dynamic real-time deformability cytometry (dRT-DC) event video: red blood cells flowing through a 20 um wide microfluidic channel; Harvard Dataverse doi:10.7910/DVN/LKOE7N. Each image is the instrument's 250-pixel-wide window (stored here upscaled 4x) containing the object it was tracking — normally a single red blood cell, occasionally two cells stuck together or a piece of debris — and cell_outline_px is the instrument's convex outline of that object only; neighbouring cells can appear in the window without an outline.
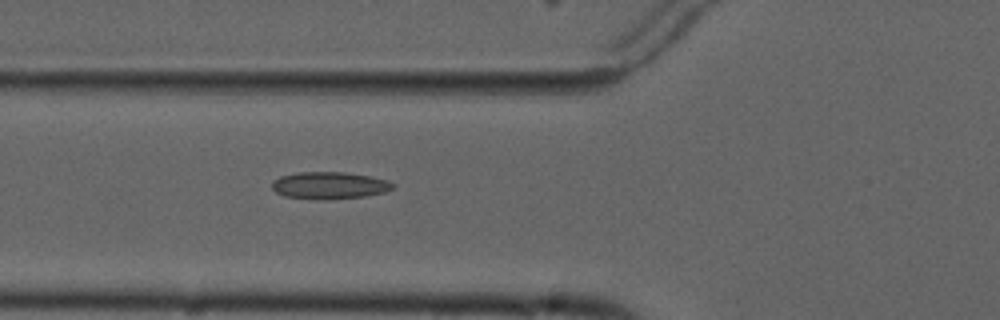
{"species": "common noctule bat (a hibernating species)", "species_latin": "Nyctalus noctula", "temperature_condition": "cold", "stored_images_in_passage": 5, "camera_frame_rate_fps": 3000, "um_per_image_px": 0.085, "animal": {"sex": "male", "forearm_length_mm": 52.5}, "frame": {"image": 1, "passage_image": 5, "time_ms": 4.667, "image_size_px": [1000, 320], "cell_outline_px": [[396, 184], [392, 188], [384, 192], [364, 196], [328, 200], [324, 200], [284, 196], [276, 192], [272, 188], [272, 180], [280, 176], [300, 172], [344, 172], [368, 176], [388, 180]], "centroid_in_image_um": [27.98, 15.76], "position_along_channel_um": 97.8, "area_um2": 19.07}}